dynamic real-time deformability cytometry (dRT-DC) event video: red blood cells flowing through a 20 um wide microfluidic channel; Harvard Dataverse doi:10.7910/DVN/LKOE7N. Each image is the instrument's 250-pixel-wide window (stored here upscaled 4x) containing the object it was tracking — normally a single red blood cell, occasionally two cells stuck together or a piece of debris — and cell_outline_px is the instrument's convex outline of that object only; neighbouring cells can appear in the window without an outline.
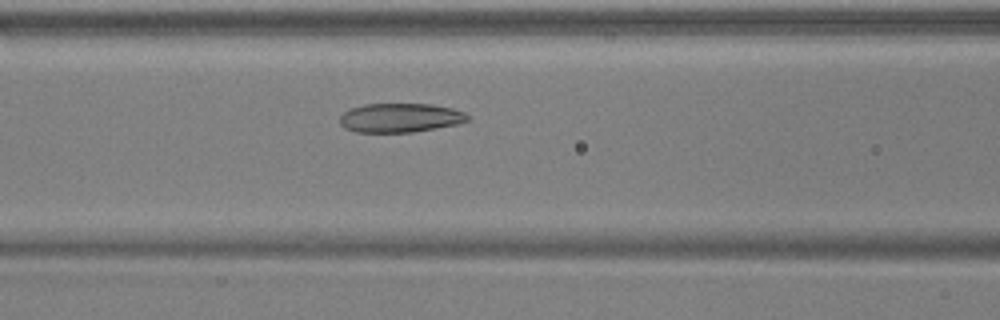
{"species": "common noctule bat (a hibernating species)", "species_latin": "Nyctalus noctula", "temperature_condition": "warm", "stored_images_in_passage": 51, "camera_frame_rate_fps": 3000, "um_per_image_px": 0.085, "animal": {"sex": "male", "body_mass_g": 17.9, "forearm_length_mm": 54.2}, "frame": {"image": 1, "passage_image": 20, "time_ms": 6.333, "image_size_px": [1000, 320], "cell_outline_px": [[468, 120], [456, 124], [436, 128], [412, 132], [356, 132], [344, 128], [340, 124], [340, 116], [344, 112], [352, 108], [364, 104], [432, 104], [452, 108], [464, 112], [468, 116]], "centroid_in_image_um": [33.99, 10.01], "position_along_channel_um": 132.6, "area_um2": 21.56}}
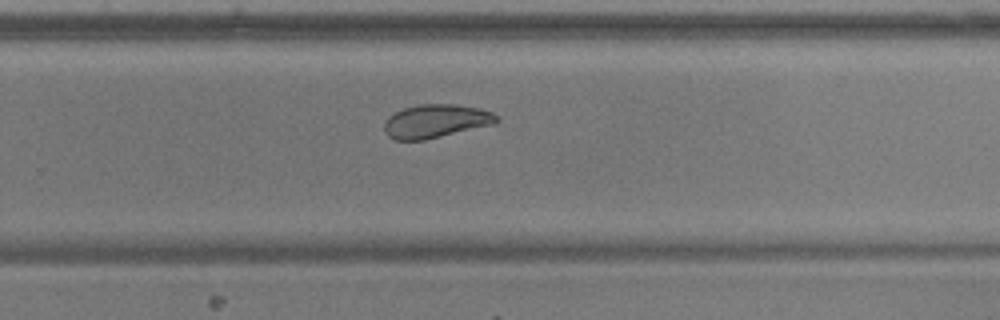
{"frame": {"image": 2, "passage_image": 33, "time_ms": 10.667, "image_size_px": [1000, 320], "cell_outline_px": [[500, 120], [492, 124], [424, 140], [396, 140], [388, 136], [384, 132], [384, 124], [388, 116], [404, 108], [420, 104], [456, 104], [480, 108], [492, 112], [500, 116]], "centroid_in_image_um": [37.04, 10.29], "position_along_channel_um": 292.8, "area_um2": 21.85}}
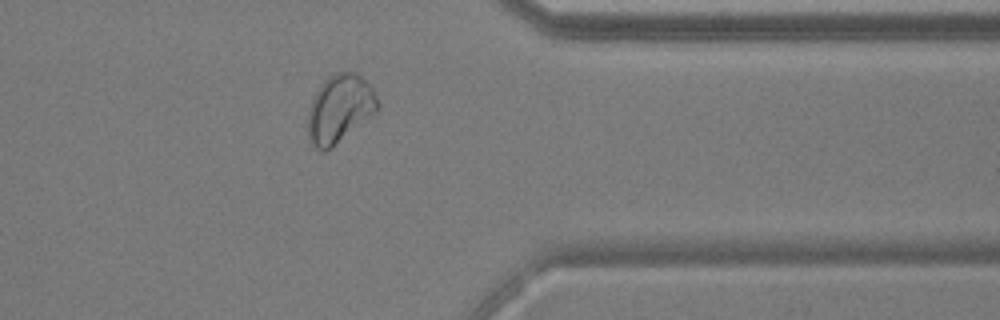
{"frame": {"image": 3, "passage_image": 41, "time_ms": 13.333, "image_size_px": [1000, 320], "cell_outline_px": [[380, 104], [376, 112], [332, 148], [324, 152], [316, 148], [312, 144], [308, 136], [308, 112], [312, 100], [316, 92], [324, 80], [332, 72], [356, 72], [372, 84], [376, 92]], "centroid_in_image_um": [28.9, 9.22], "position_along_channel_um": 382.5, "area_um2": 27.98}, "authors_computed_cell_mechanics": {"area_um2": 25.2008, "velocity_mm_per_s": 3.7068, "shape_relaxation_time_tau1_ms": 6.9031, "shape_relaxation_time_tau2_ms": 1.6877, "deformation_change_tau1": 0.1594, "deformation_change_tau2": 0.0523}}